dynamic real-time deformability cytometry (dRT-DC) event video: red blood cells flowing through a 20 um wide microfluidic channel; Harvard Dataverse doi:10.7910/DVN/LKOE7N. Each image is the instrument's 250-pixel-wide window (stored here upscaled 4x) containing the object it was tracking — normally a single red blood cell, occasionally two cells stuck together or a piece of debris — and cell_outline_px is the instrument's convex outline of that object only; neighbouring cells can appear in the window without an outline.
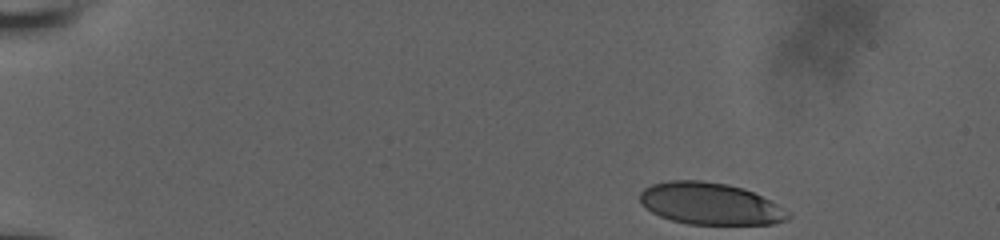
{"species": "human", "species_latin": "Homo sapiens", "temperature_condition": "room temperature", "stored_images_in_passage": 43, "camera_frame_rate_fps": 3000, "um_per_image_px": 0.085, "donor": {"sex": "male"}, "frame": {"image": 1, "passage_image": 1, "time_ms": 0.0, "image_size_px": [1000, 240], "cell_outline_px": [[792, 216], [788, 220], [772, 224], [688, 224], [672, 220], [660, 216], [652, 212], [640, 200], [640, 192], [644, 188], [652, 184], [668, 180], [700, 180], [728, 184], [744, 188], [792, 212]], "centroid_in_image_um": [60.39, 17.31], "position_along_channel_um": 24.6, "area_um2": 36.13}}
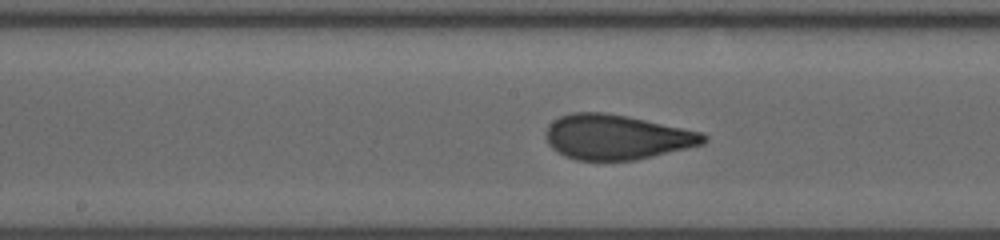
{"frame": {"image": 2, "passage_image": 24, "time_ms": 7.667, "image_size_px": [1000, 240], "cell_outline_px": [[708, 140], [704, 144], [636, 160], [576, 160], [564, 156], [556, 152], [548, 144], [544, 136], [548, 124], [552, 120], [560, 116], [572, 112], [604, 112], [628, 116], [700, 132], [708, 136]], "centroid_in_image_um": [52.36, 11.65], "position_along_channel_um": 195.8, "area_um2": 41.44}}
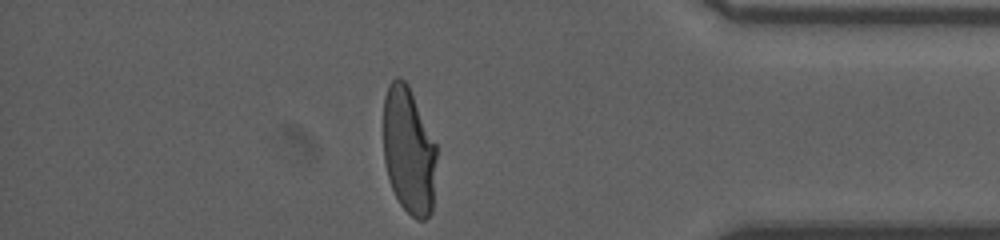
{"frame": {"image": 3, "passage_image": 42, "time_ms": 13.667, "image_size_px": [1000, 240], "cell_outline_px": [[436, 156], [432, 212], [424, 220], [416, 220], [400, 204], [392, 188], [388, 176], [384, 160], [384, 96], [388, 84], [396, 76], [400, 76], [408, 84], [436, 144]], "centroid_in_image_um": [34.74, 12.79], "position_along_channel_um": 400.5, "area_um2": 39.36}, "authors_computed_cell_mechanics": {"area_um2": 40.46, "velocity_mm_per_s": 3.8262, "shape_relaxation_time_tau1_ms": 5.7964, "shape_relaxation_time_tau2_ms": null, "deformation_change_tau1": 0.2016, "deformation_change_tau2": null}}